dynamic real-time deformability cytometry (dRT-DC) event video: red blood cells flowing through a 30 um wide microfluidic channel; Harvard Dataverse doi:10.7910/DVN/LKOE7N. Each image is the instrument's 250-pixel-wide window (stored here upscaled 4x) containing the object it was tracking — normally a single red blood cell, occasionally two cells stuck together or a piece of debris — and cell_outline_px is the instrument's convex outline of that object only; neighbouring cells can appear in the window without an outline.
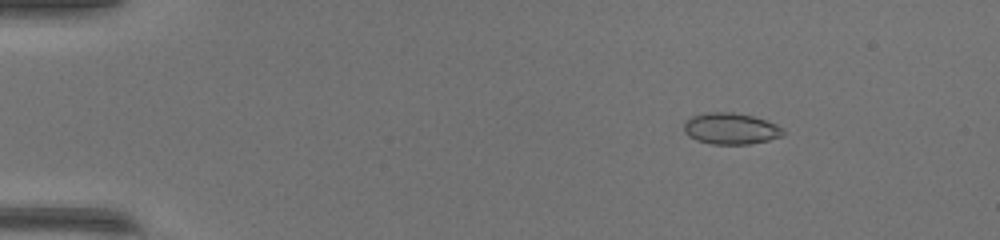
{"species": "common noctule bat (a hibernating species)", "species_latin": "Nyctalus noctula", "temperature_condition": "warm", "stored_images_in_passage": 44, "camera_frame_rate_fps": 3000, "um_per_image_px": 0.085, "animal": {"sex": "female", "body_mass_g": 17.0, "forearm_length_mm": 48.0}, "frame": {"image": 1, "passage_image": 2, "time_ms": 0.333, "image_size_px": [1000, 240], "cell_outline_px": [[784, 136], [768, 140], [748, 144], [712, 144], [696, 140], [688, 136], [684, 132], [684, 124], [692, 116], [704, 112], [732, 112], [752, 116], [776, 124], [784, 128]], "centroid_in_image_um": [62.12, 10.93], "position_along_channel_um": 22.9, "area_um2": 18.15}}
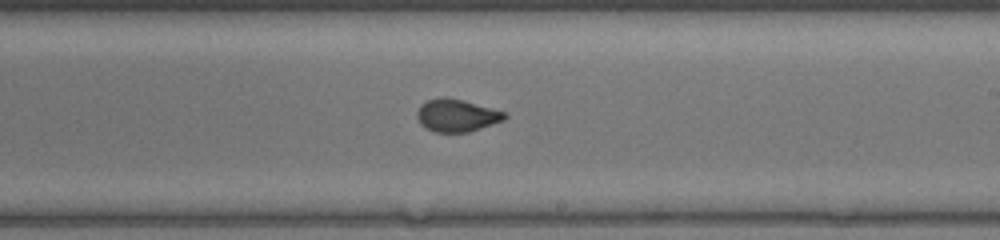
{"frame": {"image": 2, "passage_image": 25, "time_ms": 8.0, "image_size_px": [1000, 240], "cell_outline_px": [[508, 116], [504, 120], [468, 132], [436, 132], [424, 128], [420, 124], [416, 116], [416, 112], [420, 104], [428, 100], [444, 96], [508, 112]], "centroid_in_image_um": [38.8, 9.81], "position_along_channel_um": 250.2, "area_um2": 16.65}}
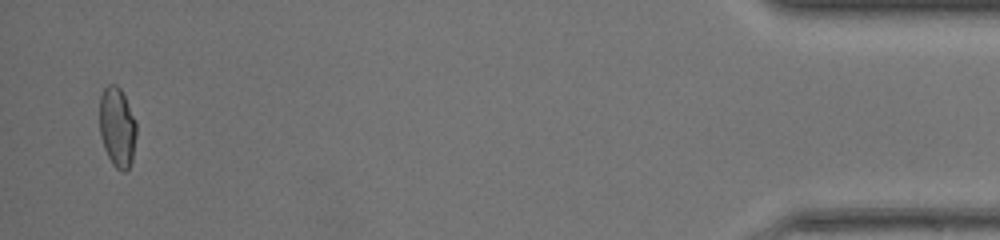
{"frame": {"image": 3, "passage_image": 43, "time_ms": 14.0, "image_size_px": [1000, 240], "cell_outline_px": [[136, 136], [132, 160], [128, 168], [124, 172], [116, 168], [112, 164], [104, 148], [100, 136], [100, 96], [104, 88], [108, 84], [116, 84], [120, 88], [136, 120]], "centroid_in_image_um": [9.96, 10.81], "position_along_channel_um": 425.2, "area_um2": 17.17}}